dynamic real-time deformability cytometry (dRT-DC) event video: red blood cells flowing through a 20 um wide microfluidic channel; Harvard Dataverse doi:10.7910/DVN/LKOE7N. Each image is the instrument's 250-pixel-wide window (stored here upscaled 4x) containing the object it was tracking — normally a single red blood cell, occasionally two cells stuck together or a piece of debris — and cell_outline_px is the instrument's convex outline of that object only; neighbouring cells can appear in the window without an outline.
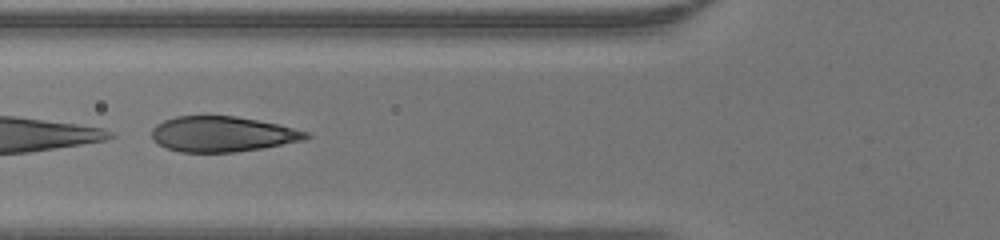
{"species": "human", "species_latin": "Homo sapiens", "temperature_condition": "warm", "stored_images_in_passage": 11, "camera_frame_rate_fps": 3000, "um_per_image_px": 0.085, "donor": {"sex": "male"}, "frame": {"image": 1, "passage_image": 8, "time_ms": 2.333, "image_size_px": [1000, 240], "cell_outline_px": [[312, 136], [304, 140], [264, 148], [232, 152], [180, 152], [164, 148], [152, 140], [152, 128], [156, 124], [164, 120], [176, 116], [236, 116], [276, 124], [308, 132]], "centroid_in_image_um": [18.86, 11.4], "position_along_channel_um": 106.9, "area_um2": 31.85}}